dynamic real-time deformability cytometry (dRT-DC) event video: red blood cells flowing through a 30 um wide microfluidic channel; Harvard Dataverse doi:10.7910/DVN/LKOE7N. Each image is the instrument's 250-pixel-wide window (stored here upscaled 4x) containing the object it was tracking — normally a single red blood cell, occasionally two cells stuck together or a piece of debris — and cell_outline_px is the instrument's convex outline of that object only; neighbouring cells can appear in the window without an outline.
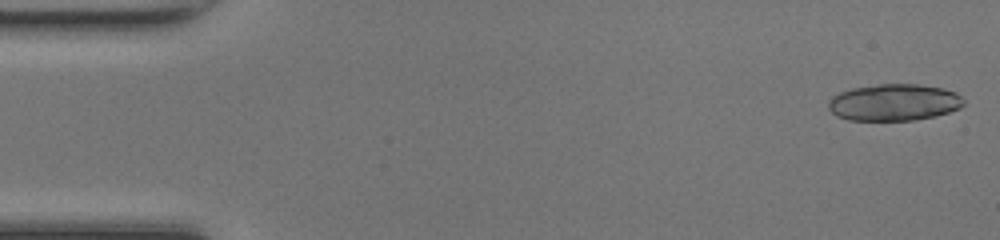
{"species": "common noctule bat (a hibernating species)", "species_latin": "Nyctalus noctula", "temperature_condition": "room temperature", "stored_images_in_passage": 16, "camera_frame_rate_fps": 3000, "um_per_image_px": 0.085, "animal": {"sex": "female", "body_mass_g": 17.0, "forearm_length_mm": 48.0}, "frame": {"image": 1, "passage_image": 1, "time_ms": 0.0, "image_size_px": [1000, 240], "cell_outline_px": [[964, 104], [960, 108], [936, 116], [916, 120], [848, 120], [836, 116], [828, 108], [828, 100], [832, 96], [840, 92], [852, 88], [880, 84], [920, 84], [940, 88], [956, 92], [964, 100]], "centroid_in_image_um": [75.98, 8.71], "position_along_channel_um": 9.0, "area_um2": 29.07}}